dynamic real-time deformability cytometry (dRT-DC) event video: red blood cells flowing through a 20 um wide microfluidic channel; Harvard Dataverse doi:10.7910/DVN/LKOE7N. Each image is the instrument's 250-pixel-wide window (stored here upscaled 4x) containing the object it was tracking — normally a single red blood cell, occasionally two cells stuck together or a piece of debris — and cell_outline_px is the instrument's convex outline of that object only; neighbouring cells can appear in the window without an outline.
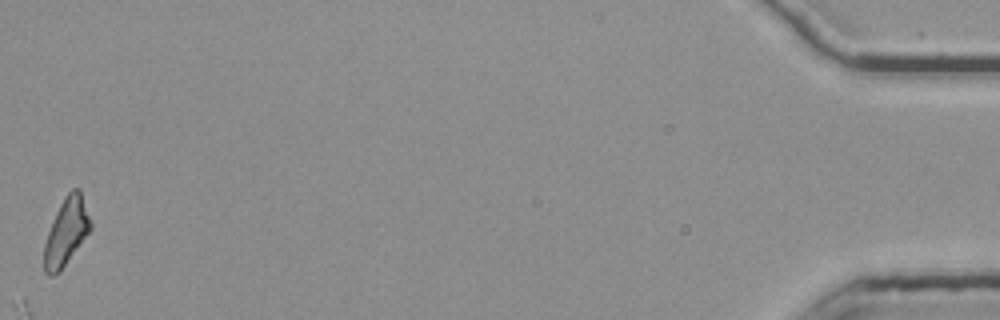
{"species": "common noctule bat (a hibernating species)", "species_latin": "Nyctalus noctula", "temperature_condition": "room temperature", "stored_images_in_passage": 54, "segment_of_instrument_passage": [2, 2], "camera_frame_rate_fps": 3000, "um_per_image_px": 0.085, "animal": {"sex": "female", "body_mass_g": 25.1}, "frame": {"image": 1, "passage_image": 54, "time_ms": 17.667, "image_size_px": [1000, 320], "cell_outline_px": [[92, 228], [60, 272], [52, 276], [48, 276], [44, 272], [44, 244], [48, 232], [56, 212], [64, 196], [72, 188], [80, 188], [92, 224]], "centroid_in_image_um": [5.63, 19.7], "position_along_channel_um": 429.6, "area_um2": 18.21}}